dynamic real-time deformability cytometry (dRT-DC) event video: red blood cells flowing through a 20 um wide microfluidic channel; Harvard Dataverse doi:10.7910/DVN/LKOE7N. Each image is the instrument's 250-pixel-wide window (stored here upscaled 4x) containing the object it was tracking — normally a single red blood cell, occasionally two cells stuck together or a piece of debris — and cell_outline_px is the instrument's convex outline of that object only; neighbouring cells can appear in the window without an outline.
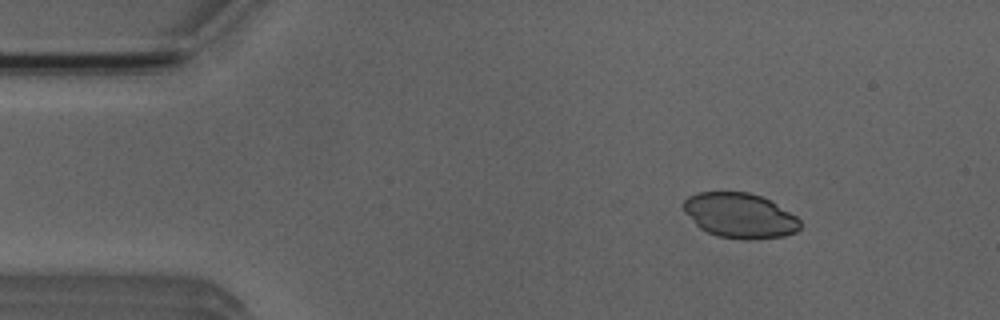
{"species": "Egyptian fruit bat (a non-hibernating species)", "species_latin": "Rousettus aegyptiacus", "temperature_condition": "room temperature", "stored_images_in_passage": 3, "camera_frame_rate_fps": 3000, "um_per_image_px": 0.085, "animal": {"sex": "male"}, "frame": {"image": 1, "passage_image": 1, "time_ms": 0.0, "image_size_px": [1000, 320], "cell_outline_px": [[800, 228], [796, 232], [784, 236], [752, 240], [740, 240], [716, 236], [700, 228], [684, 212], [680, 204], [688, 196], [700, 192], [748, 192], [760, 196], [776, 204], [796, 216], [800, 220]], "centroid_in_image_um": [62.85, 18.33], "position_along_channel_um": 22.1, "area_um2": 30.75}}